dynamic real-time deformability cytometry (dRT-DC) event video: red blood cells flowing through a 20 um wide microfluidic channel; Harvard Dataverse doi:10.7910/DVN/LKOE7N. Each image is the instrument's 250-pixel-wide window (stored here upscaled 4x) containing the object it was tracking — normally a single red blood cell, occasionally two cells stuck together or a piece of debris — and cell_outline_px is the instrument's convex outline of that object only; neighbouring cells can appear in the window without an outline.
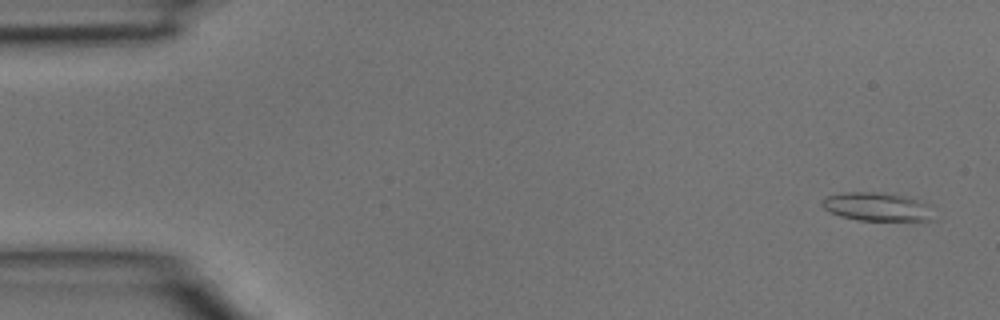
{"species": "common noctule bat (a hibernating species)", "species_latin": "Nyctalus noctula", "temperature_condition": "room temperature", "stored_images_in_passage": 5, "camera_frame_rate_fps": 3000, "um_per_image_px": 0.085, "animal": {"sex": "male", "body_mass_g": 15.6}, "frame": {"image": 1, "passage_image": 1, "time_ms": 0.0, "image_size_px": [1000, 320], "cell_outline_px": [[932, 220], [856, 220], [840, 216], [828, 212], [820, 204], [820, 200], [828, 196], [844, 192], [876, 192], [908, 196], [932, 204]], "centroid_in_image_um": [74.55, 17.56], "position_along_channel_um": 10.4, "area_um2": 18.79}}